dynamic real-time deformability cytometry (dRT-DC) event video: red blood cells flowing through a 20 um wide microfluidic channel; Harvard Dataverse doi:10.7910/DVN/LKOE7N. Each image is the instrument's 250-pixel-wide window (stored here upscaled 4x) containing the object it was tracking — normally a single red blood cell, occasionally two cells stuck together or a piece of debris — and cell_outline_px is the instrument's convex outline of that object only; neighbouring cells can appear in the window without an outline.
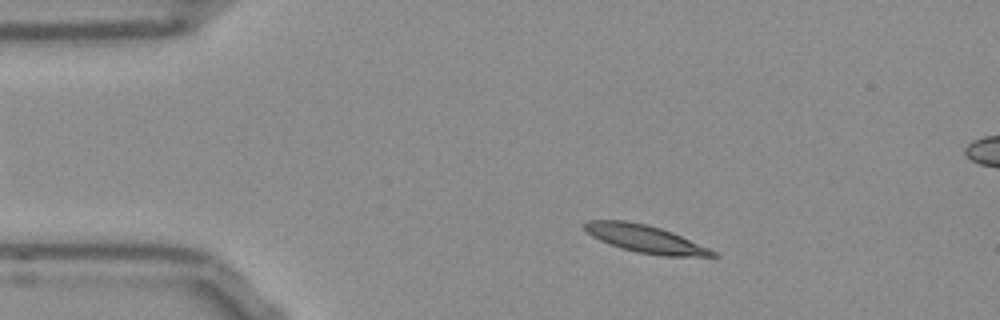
{"species": "Egyptian fruit bat (a non-hibernating species)", "species_latin": "Rousettus aegyptiacus", "temperature_condition": "room temperature", "stored_images_in_passage": 51, "segment_of_instrument_passage": [1, 2], "camera_frame_rate_fps": 3000, "um_per_image_px": 0.085, "frame": {"image": 1, "passage_image": 6, "time_ms": 1.667, "image_size_px": [1000, 320], "cell_outline_px": [[720, 256], [660, 256], [636, 252], [620, 248], [600, 240], [592, 236], [584, 228], [584, 224], [588, 220], [628, 220], [648, 224], [672, 232], [708, 248], [716, 252]], "centroid_in_image_um": [54.82, 20.29], "position_along_channel_um": 30.2, "area_um2": 20.52}}
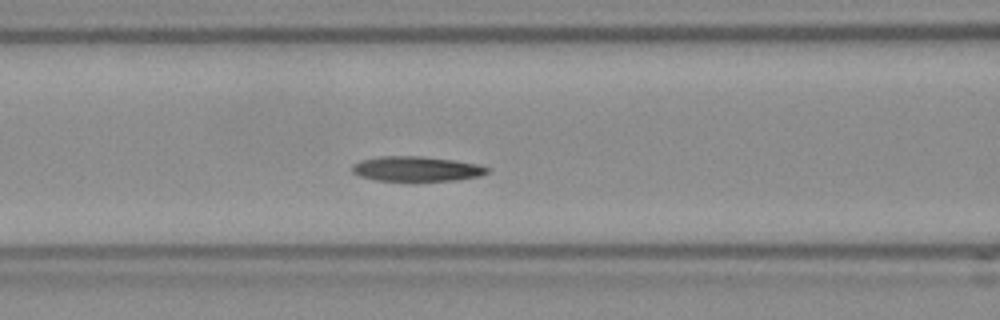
{"frame": {"image": 2, "passage_image": 18, "time_ms": 5.667, "image_size_px": [1000, 320], "cell_outline_px": [[488, 172], [480, 176], [456, 180], [376, 180], [360, 176], [352, 172], [352, 164], [360, 160], [380, 156], [420, 156], [452, 160], [476, 164], [488, 168]], "centroid_in_image_um": [35.35, 14.34], "position_along_channel_um": 131.2, "area_um2": 19.31}}
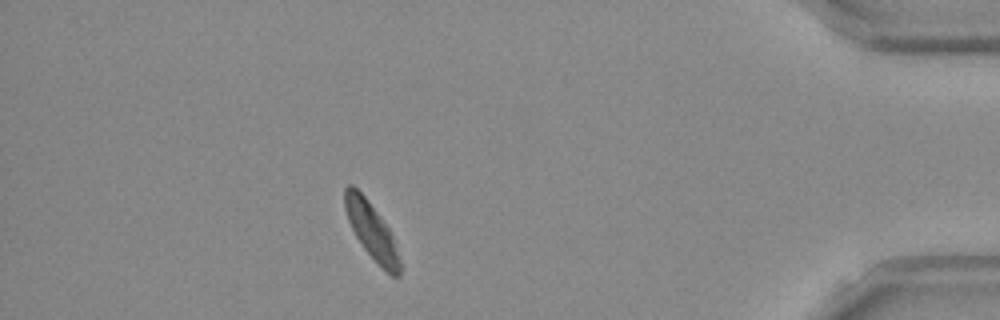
{"frame": {"image": 3, "passage_image": 44, "time_ms": 14.333, "image_size_px": [1000, 320], "cell_outline_px": [[404, 268], [400, 276], [392, 276], [364, 248], [356, 236], [348, 220], [344, 208], [344, 188], [348, 184], [352, 184], [368, 200], [380, 216], [388, 228], [392, 236]], "centroid_in_image_um": [31.6, 19.62], "position_along_channel_um": 403.6, "area_um2": 17.86}}